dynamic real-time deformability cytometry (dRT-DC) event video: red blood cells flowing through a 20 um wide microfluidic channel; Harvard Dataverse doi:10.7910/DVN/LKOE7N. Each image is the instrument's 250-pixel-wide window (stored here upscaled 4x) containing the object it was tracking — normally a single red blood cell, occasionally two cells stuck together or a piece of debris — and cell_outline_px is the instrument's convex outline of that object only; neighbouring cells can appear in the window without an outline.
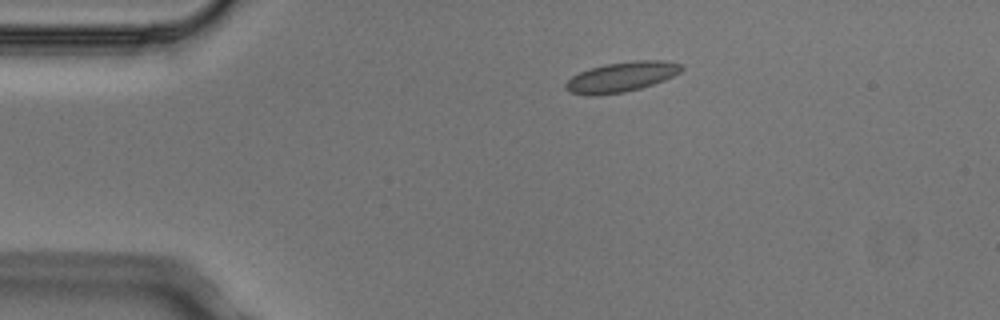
{"species": "Egyptian fruit bat (a non-hibernating species)", "species_latin": "Rousettus aegyptiacus", "temperature_condition": "cold", "stored_images_in_passage": 4, "camera_frame_rate_fps": 3000, "um_per_image_px": 0.085, "animal": {"sex": "male"}, "frame": {"image": 1, "passage_image": 1, "time_ms": 0.0, "image_size_px": [1000, 320], "cell_outline_px": [[684, 68], [680, 72], [664, 80], [640, 88], [624, 92], [592, 96], [588, 96], [572, 92], [564, 88], [564, 84], [572, 76], [580, 72], [604, 64], [632, 60], [664, 60], [684, 64]], "centroid_in_image_um": [52.84, 6.53], "position_along_channel_um": 32.2, "area_um2": 20.29}}
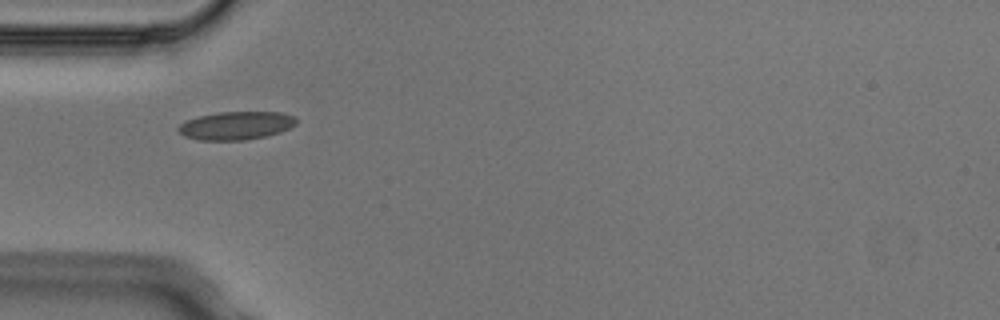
{"frame": {"image": 2, "passage_image": 2, "time_ms": 0.333, "image_size_px": [1000, 320], "cell_outline_px": [[296, 124], [280, 132], [264, 136], [244, 140], [196, 140], [184, 136], [176, 128], [184, 120], [216, 112], [280, 112], [296, 116]], "centroid_in_image_um": [20.03, 10.67], "position_along_channel_um": 65.0, "area_um2": 19.42}}
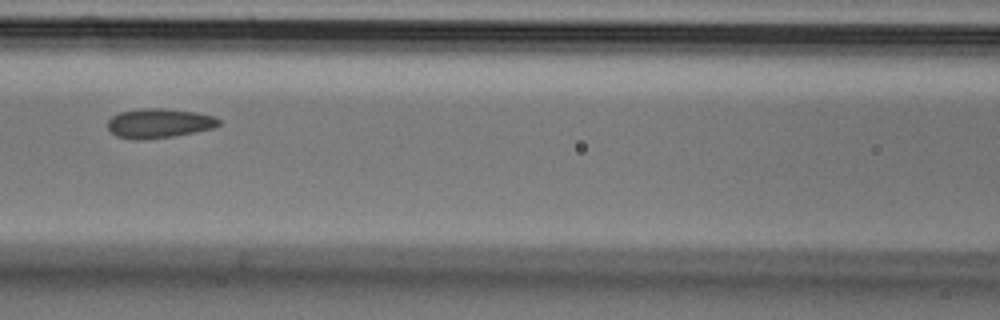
{"frame": {"image": 3, "passage_image": 4, "time_ms": 1.0, "image_size_px": [1000, 320], "cell_outline_px": [[220, 124], [212, 128], [196, 132], [172, 136], [144, 140], [136, 140], [116, 136], [108, 128], [108, 120], [112, 116], [120, 112], [148, 108], [164, 108], [196, 112], [216, 116], [220, 120]], "centroid_in_image_um": [13.54, 10.48], "position_along_channel_um": 153.1, "area_um2": 19.07}}